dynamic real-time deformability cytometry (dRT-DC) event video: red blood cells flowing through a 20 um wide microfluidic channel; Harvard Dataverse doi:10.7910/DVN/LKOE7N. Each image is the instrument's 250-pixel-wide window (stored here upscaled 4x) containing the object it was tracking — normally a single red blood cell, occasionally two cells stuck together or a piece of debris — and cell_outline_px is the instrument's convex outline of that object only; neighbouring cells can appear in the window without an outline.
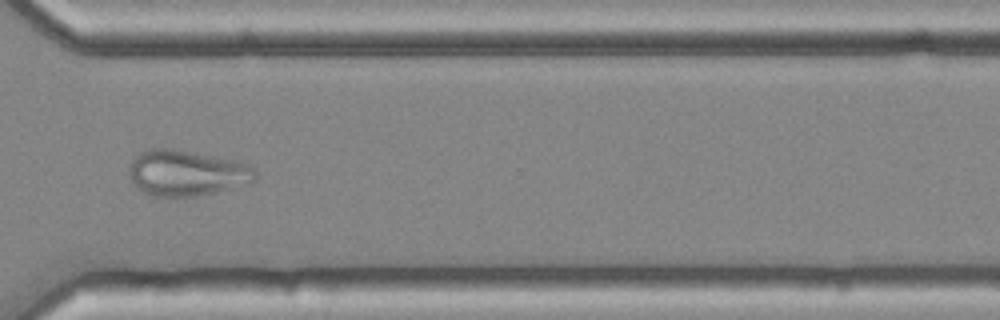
{"species": "common noctule bat (a hibernating species)", "species_latin": "Nyctalus noctula", "temperature_condition": "cold", "stored_images_in_passage": 54, "camera_frame_rate_fps": 3000, "um_per_image_px": 0.085, "animal": {"sex": "female", "body_mass_g": 25.1}, "frame": {"image": 1, "passage_image": 40, "time_ms": 13.0, "image_size_px": [1000, 320], "cell_outline_px": [[256, 180], [228, 188], [196, 196], [156, 196], [144, 192], [136, 188], [132, 180], [128, 168], [132, 160], [140, 152], [148, 148], [172, 148], [236, 160], [248, 164], [256, 168]], "centroid_in_image_um": [15.84, 14.68], "position_along_channel_um": 354.8, "area_um2": 33.47}}
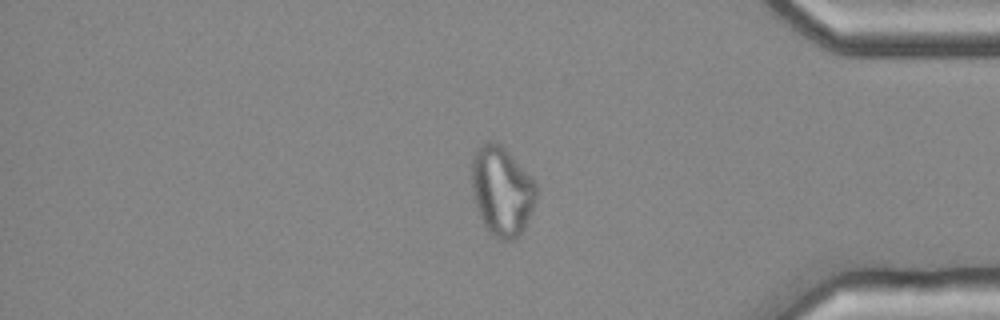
{"frame": {"image": 2, "passage_image": 45, "time_ms": 14.667, "image_size_px": [1000, 320], "cell_outline_px": [[536, 196], [528, 220], [520, 236], [512, 240], [500, 240], [492, 236], [488, 232], [476, 208], [472, 196], [472, 156], [476, 148], [492, 140], [500, 144], [536, 180]], "centroid_in_image_um": [42.64, 16.25], "position_along_channel_um": 392.6, "area_um2": 33.81}}